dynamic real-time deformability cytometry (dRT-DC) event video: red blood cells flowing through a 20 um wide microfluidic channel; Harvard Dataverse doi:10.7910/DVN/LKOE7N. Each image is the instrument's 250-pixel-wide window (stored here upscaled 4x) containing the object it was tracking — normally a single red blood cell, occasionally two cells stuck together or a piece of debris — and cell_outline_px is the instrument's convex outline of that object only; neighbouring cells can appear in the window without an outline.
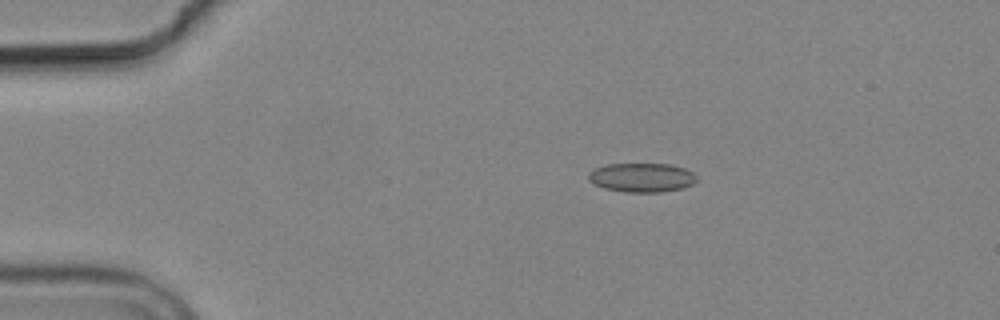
{"species": "common noctule bat (a hibernating species)", "species_latin": "Nyctalus noctula", "temperature_condition": "cold", "stored_images_in_passage": 7, "camera_frame_rate_fps": 3000, "um_per_image_px": 0.085, "animal": {"sex": "male", "body_mass_g": 19.2, "forearm_length_mm": 51.8}, "frame": {"image": 1, "passage_image": 4, "time_ms": 3.333, "image_size_px": [1000, 320], "cell_outline_px": [[696, 180], [692, 184], [680, 188], [660, 192], [624, 192], [604, 188], [592, 184], [588, 180], [588, 172], [604, 164], [672, 164], [684, 168], [692, 172], [696, 176]], "centroid_in_image_um": [54.5, 15.08], "position_along_channel_um": 30.5, "area_um2": 18.38}}
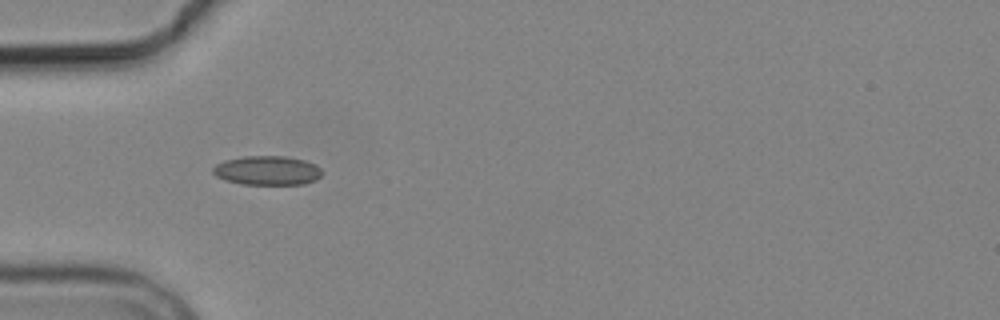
{"frame": {"image": 2, "passage_image": 6, "time_ms": 5.667, "image_size_px": [1000, 320], "cell_outline_px": [[324, 172], [316, 180], [304, 184], [240, 184], [224, 180], [216, 176], [212, 172], [212, 168], [216, 164], [224, 160], [244, 156], [284, 156], [304, 160], [316, 164]], "centroid_in_image_um": [22.71, 14.49], "position_along_channel_um": 62.3, "area_um2": 18.73}}
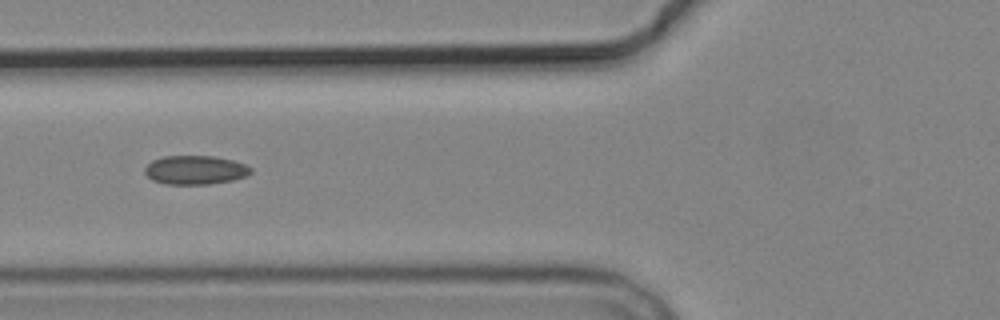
{"frame": {"image": 3, "passage_image": 7, "time_ms": 7.0, "image_size_px": [1000, 320], "cell_outline_px": [[252, 172], [244, 176], [232, 180], [208, 184], [164, 184], [152, 180], [144, 172], [144, 168], [152, 160], [164, 156], [212, 156], [232, 160], [244, 164], [252, 168]], "centroid_in_image_um": [16.56, 14.45], "position_along_channel_um": 109.2, "area_um2": 17.74}}